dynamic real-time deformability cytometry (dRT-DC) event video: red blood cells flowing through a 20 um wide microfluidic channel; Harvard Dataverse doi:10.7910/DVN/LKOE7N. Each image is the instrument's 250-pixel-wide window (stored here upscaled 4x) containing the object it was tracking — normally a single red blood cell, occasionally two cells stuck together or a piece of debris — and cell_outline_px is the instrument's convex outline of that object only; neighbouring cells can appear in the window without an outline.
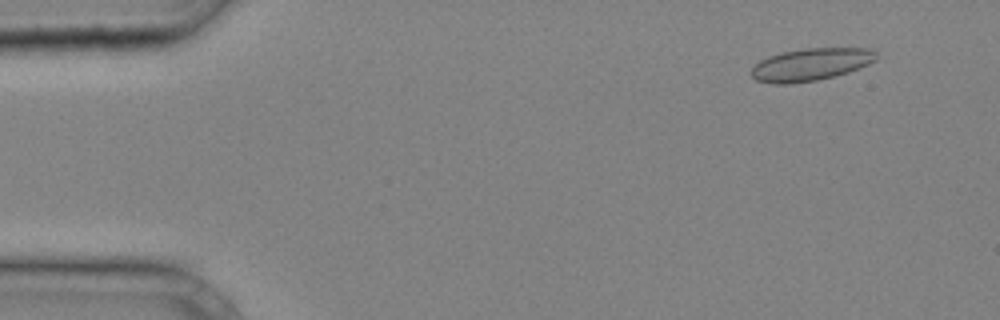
{"species": "common noctule bat (a hibernating species)", "species_latin": "Nyctalus noctula", "temperature_condition": "cold", "stored_images_in_passage": 11, "camera_frame_rate_fps": 3000, "um_per_image_px": 0.085, "animal": {"sex": "male", "body_mass_g": 20.4}, "frame": {"image": 1, "passage_image": 4, "time_ms": 1.0, "image_size_px": [1000, 320], "cell_outline_px": [[876, 60], [860, 68], [848, 72], [816, 80], [792, 84], [772, 84], [756, 80], [748, 72], [760, 60], [768, 56], [784, 52], [804, 48], [872, 48], [876, 52]], "centroid_in_image_um": [68.89, 5.48], "position_along_channel_um": 16.1, "area_um2": 23.7}}